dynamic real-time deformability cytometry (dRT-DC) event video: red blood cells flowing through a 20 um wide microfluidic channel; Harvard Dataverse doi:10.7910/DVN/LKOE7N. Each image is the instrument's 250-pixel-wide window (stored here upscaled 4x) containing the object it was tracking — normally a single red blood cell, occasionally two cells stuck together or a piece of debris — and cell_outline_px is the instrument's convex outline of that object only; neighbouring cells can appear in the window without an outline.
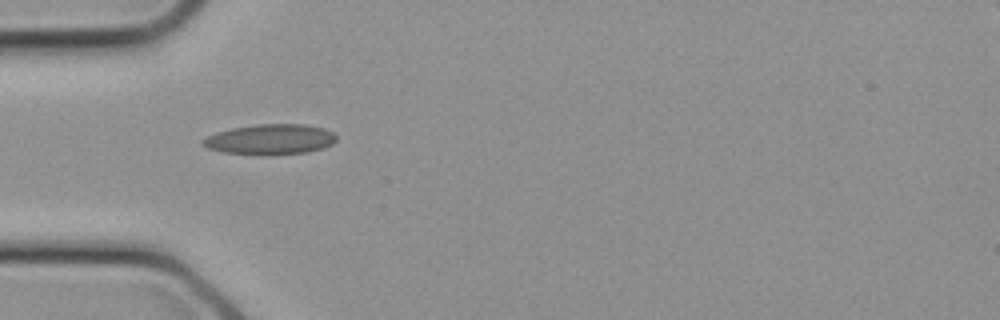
{"species": "common noctule bat (a hibernating species)", "species_latin": "Nyctalus noctula", "temperature_condition": "cold", "stored_images_in_passage": 4, "camera_frame_rate_fps": 3000, "um_per_image_px": 0.085, "animal": {"sex": "female", "body_mass_g": 21.9}, "frame": {"image": 1, "passage_image": 1, "time_ms": 0.0, "image_size_px": [1000, 320], "cell_outline_px": [[336, 140], [332, 144], [324, 148], [308, 152], [268, 156], [256, 156], [224, 152], [208, 148], [200, 144], [200, 140], [208, 136], [232, 128], [256, 124], [304, 124], [324, 128], [332, 132], [336, 136]], "centroid_in_image_um": [22.97, 11.87], "position_along_channel_um": 62.0, "area_um2": 23.99}}
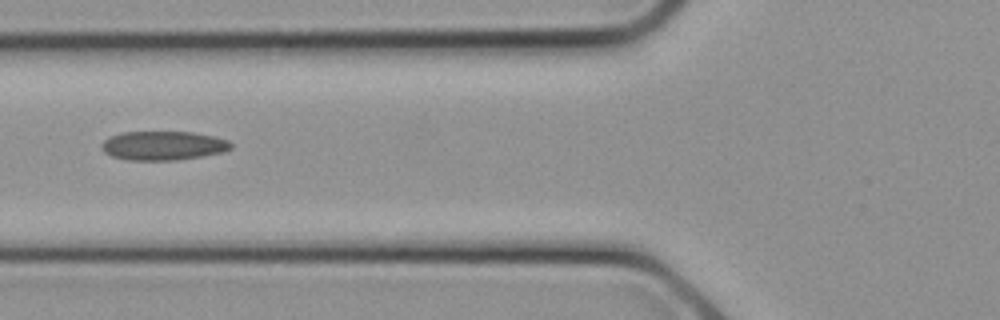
{"frame": {"image": 2, "passage_image": 3, "time_ms": 0.667, "image_size_px": [1000, 320], "cell_outline_px": [[232, 148], [224, 152], [176, 160], [128, 160], [112, 156], [104, 152], [100, 148], [100, 144], [104, 140], [120, 132], [192, 132], [216, 136], [228, 140], [232, 144]], "centroid_in_image_um": [13.87, 12.37], "position_along_channel_um": 111.9, "area_um2": 21.96}}